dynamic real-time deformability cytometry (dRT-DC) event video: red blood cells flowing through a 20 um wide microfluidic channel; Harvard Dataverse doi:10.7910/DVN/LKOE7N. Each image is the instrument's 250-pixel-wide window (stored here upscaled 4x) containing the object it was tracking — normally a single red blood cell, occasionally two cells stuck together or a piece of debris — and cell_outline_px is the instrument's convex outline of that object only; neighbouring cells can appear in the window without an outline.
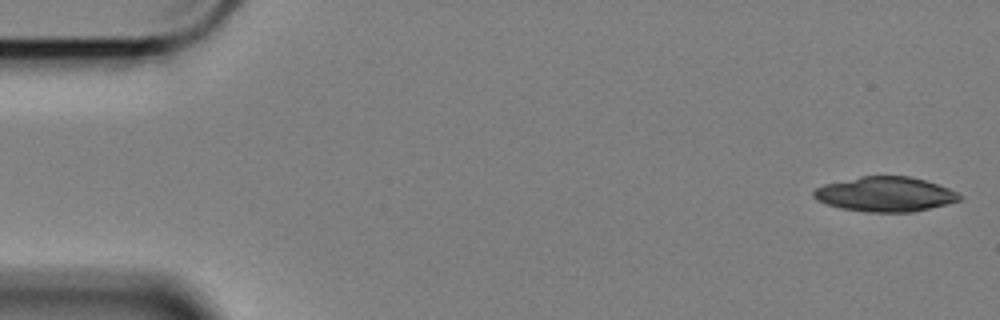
{"species": "Egyptian fruit bat (a non-hibernating species)", "species_latin": "Rousettus aegyptiacus", "temperature_condition": "cold", "stored_images_in_passage": 58, "segment_of_instrument_passage": [1, 2], "camera_frame_rate_fps": 3000, "um_per_image_px": 0.085, "animal": {"sex": "female"}, "frame": {"image": 1, "passage_image": 1, "time_ms": 0.0, "image_size_px": [1000, 320], "cell_outline_px": [[964, 200], [948, 204], [912, 212], [864, 212], [840, 208], [816, 200], [812, 196], [812, 192], [816, 188], [824, 184], [860, 176], [908, 176], [924, 180], [948, 188], [964, 196]], "centroid_in_image_um": [75.25, 16.52], "position_along_channel_um": 9.7, "area_um2": 29.71}}
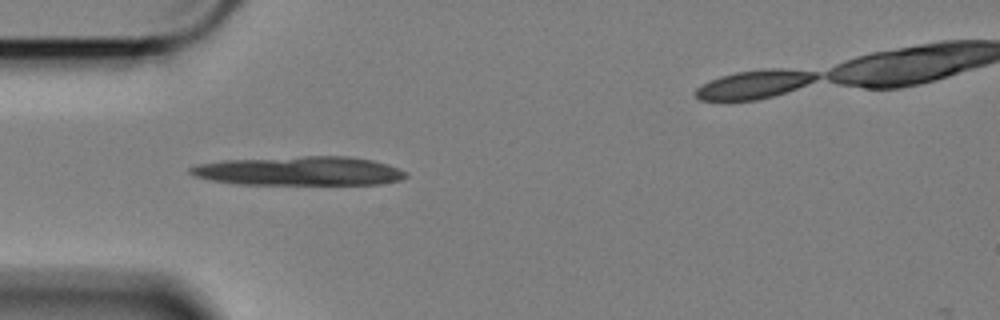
{"frame": {"image": 2, "passage_image": 16, "time_ms": 5.0, "image_size_px": [1000, 320], "cell_outline_px": [[408, 176], [400, 180], [380, 184], [236, 184], [208, 180], [192, 176], [188, 172], [188, 168], [196, 164], [220, 160], [308, 156], [344, 156], [372, 160], [388, 164], [408, 172]], "centroid_in_image_um": [25.39, 14.53], "position_along_channel_um": 59.6, "area_um2": 36.76}}